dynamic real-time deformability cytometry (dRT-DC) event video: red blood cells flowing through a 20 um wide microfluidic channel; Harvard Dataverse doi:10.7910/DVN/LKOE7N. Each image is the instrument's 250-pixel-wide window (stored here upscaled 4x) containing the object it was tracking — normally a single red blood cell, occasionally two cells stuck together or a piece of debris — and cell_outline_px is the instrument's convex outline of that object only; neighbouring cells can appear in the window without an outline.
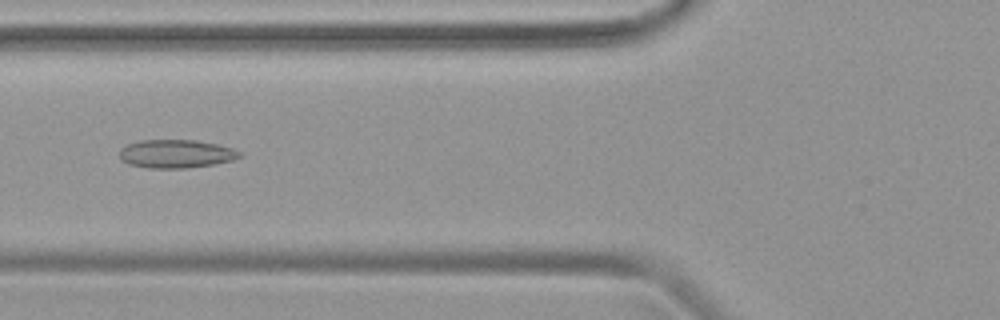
{"species": "common noctule bat (a hibernating species)", "species_latin": "Nyctalus noctula", "temperature_condition": "warm", "stored_images_in_passage": 47, "camera_frame_rate_fps": 3000, "um_per_image_px": 0.085, "animal": {"sex": "female", "body_mass_g": 19.9}, "frame": {"image": 1, "passage_image": 18, "time_ms": 5.667, "image_size_px": [1000, 320], "cell_outline_px": [[244, 152], [240, 156], [232, 160], [212, 164], [188, 168], [148, 168], [128, 164], [120, 160], [120, 152], [128, 144], [140, 140], [196, 140], [216, 144], [232, 148]], "centroid_in_image_um": [14.97, 13.07], "position_along_channel_um": 110.8, "area_um2": 19.77}}
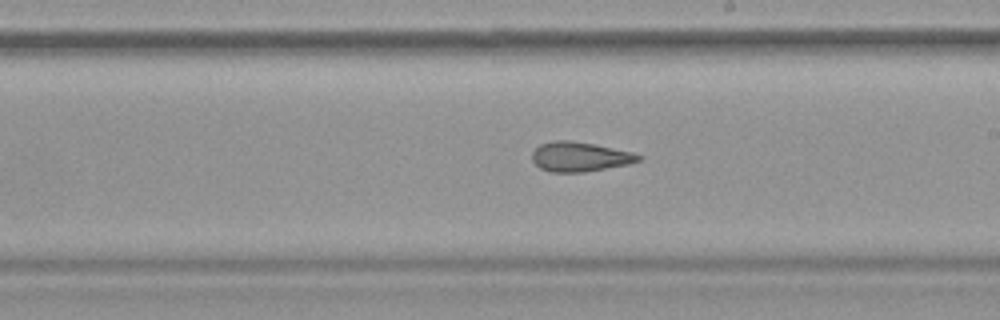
{"frame": {"image": 2, "passage_image": 27, "time_ms": 8.667, "image_size_px": [1000, 320], "cell_outline_px": [[644, 156], [640, 160], [628, 164], [584, 172], [552, 172], [540, 168], [532, 160], [532, 152], [540, 144], [556, 140], [568, 140], [592, 144], [632, 152]], "centroid_in_image_um": [49.27, 13.32], "position_along_channel_um": 239.7, "area_um2": 18.15}}
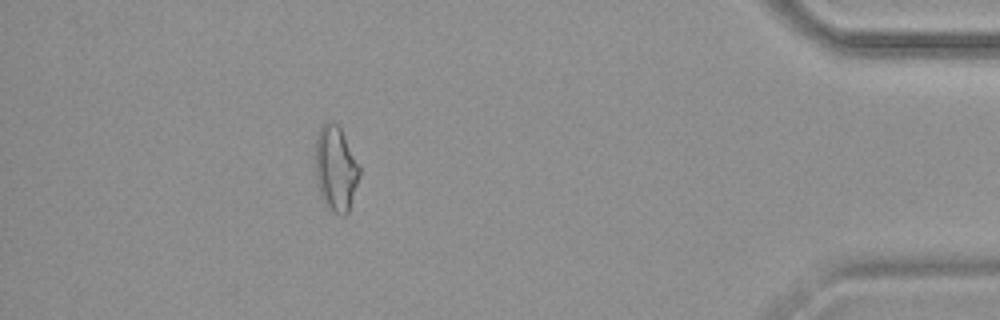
{"frame": {"image": 3, "passage_image": 42, "time_ms": 13.667, "image_size_px": [1000, 320], "cell_outline_px": [[360, 176], [348, 212], [344, 216], [340, 216], [328, 208], [324, 204], [320, 196], [316, 180], [316, 136], [320, 124], [332, 120], [340, 128], [360, 168]], "centroid_in_image_um": [28.52, 14.34], "position_along_channel_um": 406.7, "area_um2": 21.91}}